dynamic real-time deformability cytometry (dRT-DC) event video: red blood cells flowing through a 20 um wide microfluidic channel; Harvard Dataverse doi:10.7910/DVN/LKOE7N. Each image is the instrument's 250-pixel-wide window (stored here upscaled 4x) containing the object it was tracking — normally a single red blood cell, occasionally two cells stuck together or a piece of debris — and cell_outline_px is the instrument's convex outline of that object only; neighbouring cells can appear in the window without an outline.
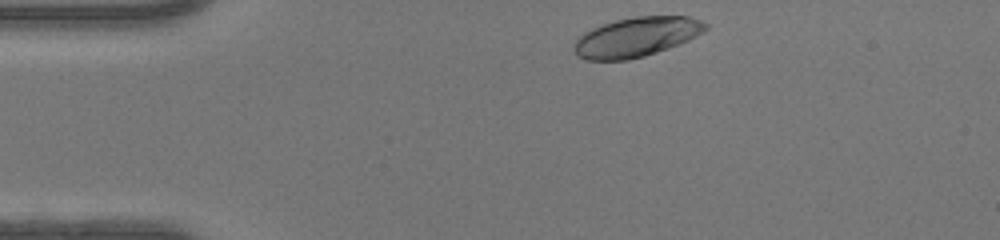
{"species": "human", "species_latin": "Homo sapiens", "temperature_condition": "warm", "stored_images_in_passage": 32, "camera_frame_rate_fps": 3000, "um_per_image_px": 0.085, "donor": {"sex": "female"}, "frame": {"image": 1, "passage_image": 1, "time_ms": 0.0, "image_size_px": [1000, 240], "cell_outline_px": [[708, 28], [704, 32], [688, 40], [668, 48], [644, 56], [628, 60], [588, 60], [576, 56], [572, 48], [576, 40], [584, 32], [592, 28], [616, 20], [636, 16], [688, 16], [700, 20], [708, 24]], "centroid_in_image_um": [54.09, 3.15], "position_along_channel_um": 30.9, "area_um2": 30.29}}
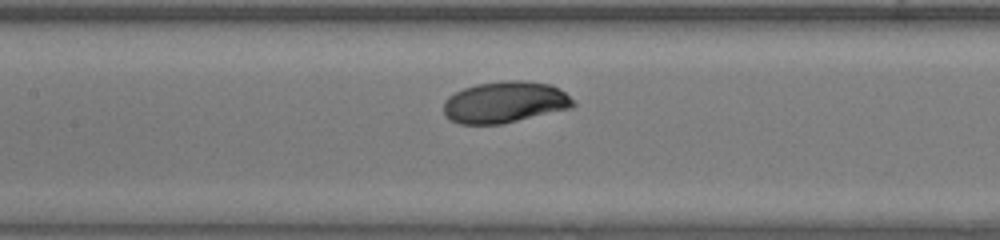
{"frame": {"image": 2, "passage_image": 14, "time_ms": 4.333, "image_size_px": [1000, 240], "cell_outline_px": [[576, 104], [572, 108], [504, 124], [460, 124], [448, 120], [444, 116], [444, 100], [448, 96], [464, 88], [476, 84], [504, 80], [520, 80], [552, 84], [564, 92]], "centroid_in_image_um": [42.89, 8.69], "position_along_channel_um": 164.5, "area_um2": 31.62}}
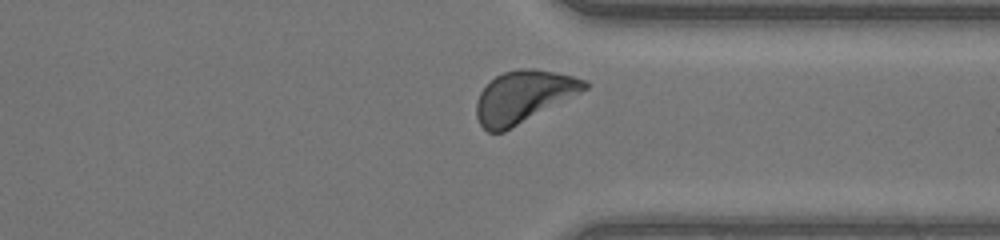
{"frame": {"image": 3, "passage_image": 28, "time_ms": 9.0, "image_size_px": [1000, 240], "cell_outline_px": [[588, 88], [504, 132], [488, 132], [480, 124], [476, 116], [476, 100], [480, 92], [496, 76], [504, 72], [524, 68], [532, 68], [572, 76], [588, 80]], "centroid_in_image_um": [44.47, 8.22], "position_along_channel_um": 366.9, "area_um2": 32.25}, "authors_computed_cell_mechanics": {"area_um2": 30.9519, "velocity_mm_per_s": 4.3418, "shape_relaxation_time_tau1_ms": 3.1718, "shape_relaxation_time_tau2_ms": null, "deformation_change_tau1": 0.1687, "deformation_change_tau2": null}}